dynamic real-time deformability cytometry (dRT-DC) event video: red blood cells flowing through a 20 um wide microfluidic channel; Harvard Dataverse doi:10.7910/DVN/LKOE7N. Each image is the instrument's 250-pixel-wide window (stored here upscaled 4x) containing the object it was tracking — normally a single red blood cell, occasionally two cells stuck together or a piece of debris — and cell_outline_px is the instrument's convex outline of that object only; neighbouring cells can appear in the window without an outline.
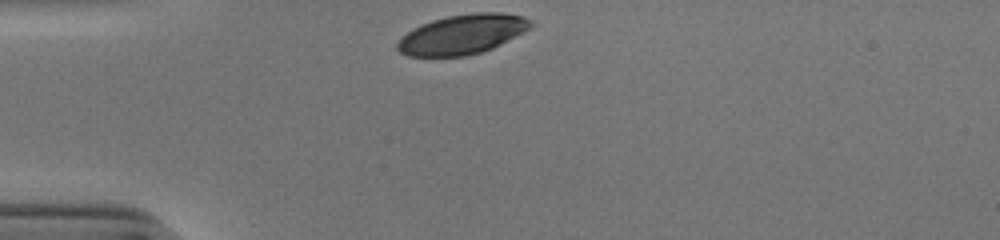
{"species": "human", "species_latin": "Homo sapiens", "temperature_condition": "cold", "stored_images_in_passage": 29, "camera_frame_rate_fps": 3000, "um_per_image_px": 0.085, "donor": {"sex": "male"}, "frame": {"image": 1, "passage_image": 1, "time_ms": 0.0, "image_size_px": [1000, 240], "cell_outline_px": [[532, 24], [524, 32], [492, 48], [480, 52], [464, 56], [408, 56], [400, 52], [396, 48], [396, 44], [412, 28], [420, 24], [432, 20], [448, 16], [472, 12], [500, 12], [524, 16], [532, 20]], "centroid_in_image_um": [39.3, 2.9], "position_along_channel_um": 45.7, "area_um2": 30.69}}
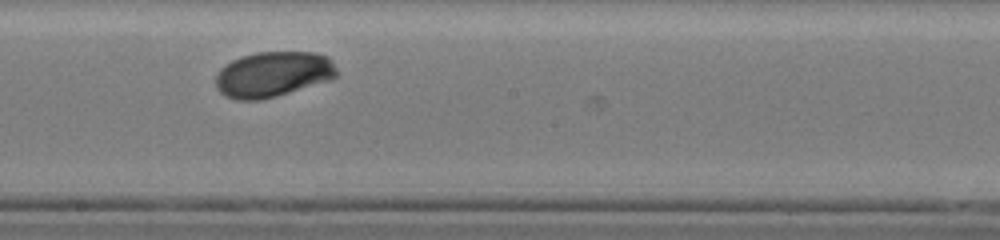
{"frame": {"image": 2, "passage_image": 17, "time_ms": 5.333, "image_size_px": [1000, 240], "cell_outline_px": [[336, 76], [332, 80], [276, 96], [260, 100], [236, 100], [220, 92], [216, 88], [216, 76], [220, 68], [224, 64], [232, 60], [256, 52], [316, 52], [328, 56], [336, 68]], "centroid_in_image_um": [23.21, 6.31], "position_along_channel_um": 225.0, "area_um2": 32.14}}
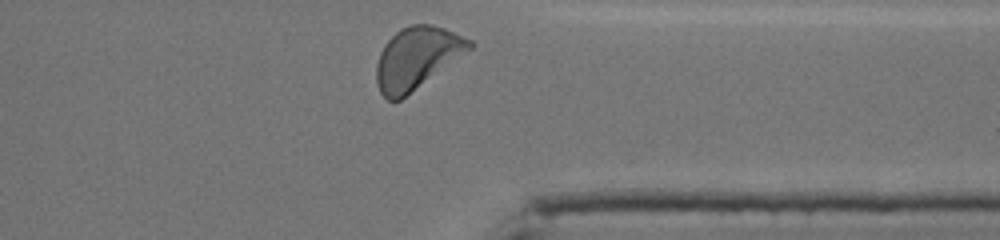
{"frame": {"image": 3, "passage_image": 29, "time_ms": 9.333, "image_size_px": [1000, 240], "cell_outline_px": [[476, 44], [472, 48], [400, 100], [388, 100], [380, 92], [376, 80], [376, 64], [380, 52], [384, 44], [400, 28], [412, 24], [432, 24], [444, 28], [472, 40]], "centroid_in_image_um": [35.42, 4.91], "position_along_channel_um": 376.0, "area_um2": 33.23}, "authors_computed_cell_mechanics": {"area_um2": 31.9056, "velocity_mm_per_s": 3.8275, "shape_relaxation_time_tau1_ms": 3.4069, "shape_relaxation_time_tau2_ms": null, "deformation_change_tau1": 0.1521, "deformation_change_tau2": null}}